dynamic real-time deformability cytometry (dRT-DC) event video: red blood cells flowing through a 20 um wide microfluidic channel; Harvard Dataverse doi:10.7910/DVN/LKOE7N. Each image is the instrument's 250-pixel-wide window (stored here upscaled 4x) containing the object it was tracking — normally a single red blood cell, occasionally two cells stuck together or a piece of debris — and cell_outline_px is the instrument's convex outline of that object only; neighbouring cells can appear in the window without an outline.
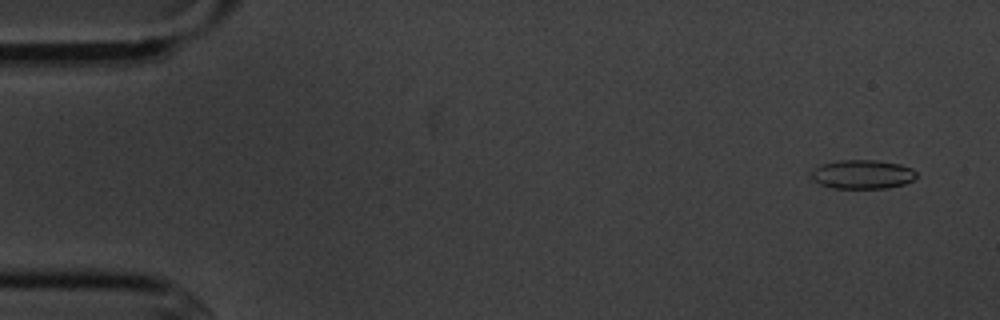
{"species": "common noctule bat (a hibernating species)", "species_latin": "Nyctalus noctula", "temperature_condition": "cold", "stored_images_in_passage": 6, "camera_frame_rate_fps": 3000, "um_per_image_px": 0.085, "animal": {"sex": "male", "body_mass_g": 20.1, "forearm_length_mm": 53.5}, "frame": {"image": 1, "passage_image": 1, "time_ms": 0.0, "image_size_px": [1000, 320], "cell_outline_px": [[916, 176], [912, 180], [904, 184], [888, 188], [832, 188], [820, 184], [812, 180], [808, 172], [820, 164], [840, 160], [876, 160], [900, 164], [912, 168], [916, 172]], "centroid_in_image_um": [73.25, 14.81], "position_along_channel_um": 11.7, "area_um2": 17.98}}
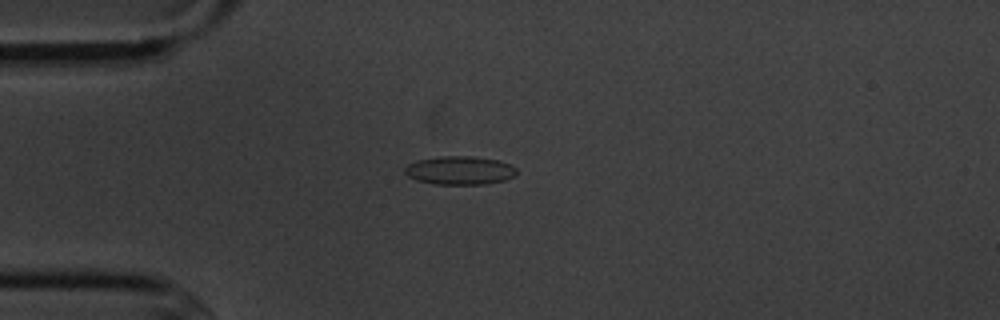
{"frame": {"image": 2, "passage_image": 4, "time_ms": 3.667, "image_size_px": [1000, 320], "cell_outline_px": [[516, 172], [512, 176], [504, 180], [484, 184], [436, 184], [416, 180], [408, 176], [404, 172], [404, 168], [408, 164], [416, 160], [440, 156], [472, 156], [496, 160], [508, 164], [516, 168]], "centroid_in_image_um": [39.02, 14.48], "position_along_channel_um": 46.0, "area_um2": 18.38}}
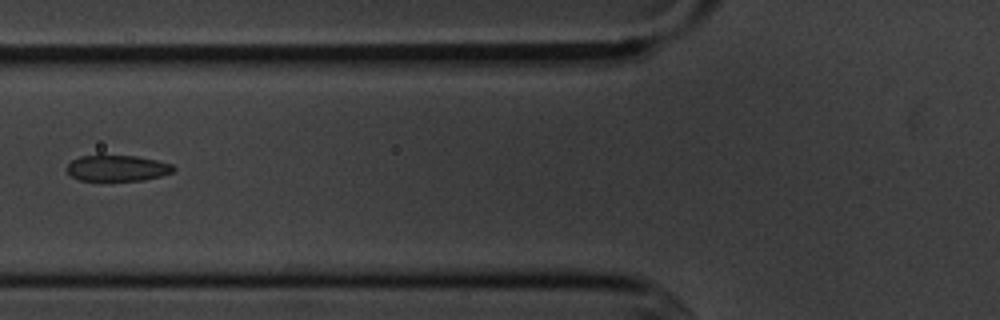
{"frame": {"image": 3, "passage_image": 6, "time_ms": 6.0, "image_size_px": [1000, 320], "cell_outline_px": [[176, 168], [172, 172], [160, 176], [144, 180], [80, 180], [72, 176], [64, 168], [72, 160], [80, 156], [136, 156], [156, 160], [172, 164]], "centroid_in_image_um": [9.97, 14.29], "position_along_channel_um": 115.8, "area_um2": 15.95}}